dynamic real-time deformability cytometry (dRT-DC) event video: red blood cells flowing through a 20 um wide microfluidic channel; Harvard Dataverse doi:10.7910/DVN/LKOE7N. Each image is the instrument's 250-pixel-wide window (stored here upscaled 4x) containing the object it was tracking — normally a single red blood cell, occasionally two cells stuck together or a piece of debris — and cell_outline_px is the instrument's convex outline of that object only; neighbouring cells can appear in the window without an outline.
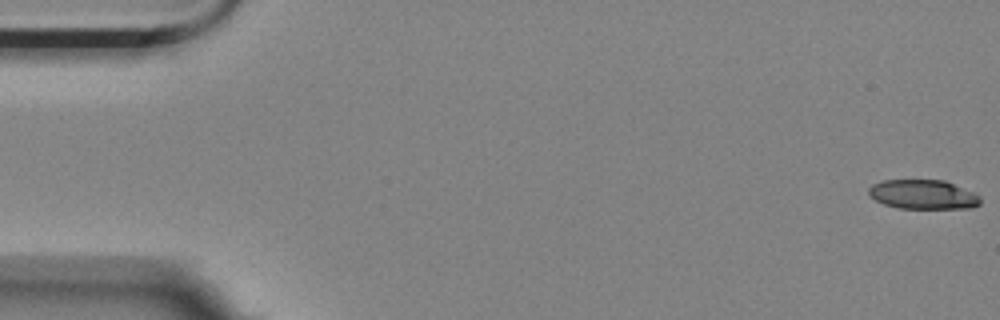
{"species": "Egyptian fruit bat (a non-hibernating species)", "species_latin": "Rousettus aegyptiacus", "temperature_condition": "room temperature", "stored_images_in_passage": 4, "camera_frame_rate_fps": 3000, "um_per_image_px": 0.085, "animal": {"sex": "female"}, "frame": {"image": 1, "passage_image": 1, "time_ms": 0.0, "image_size_px": [1000, 320], "cell_outline_px": [[980, 204], [968, 208], [900, 208], [884, 204], [876, 200], [868, 192], [868, 188], [872, 184], [884, 180], [944, 180], [972, 192], [980, 196]], "centroid_in_image_um": [78.45, 16.52], "position_along_channel_um": 6.6, "area_um2": 18.84}}
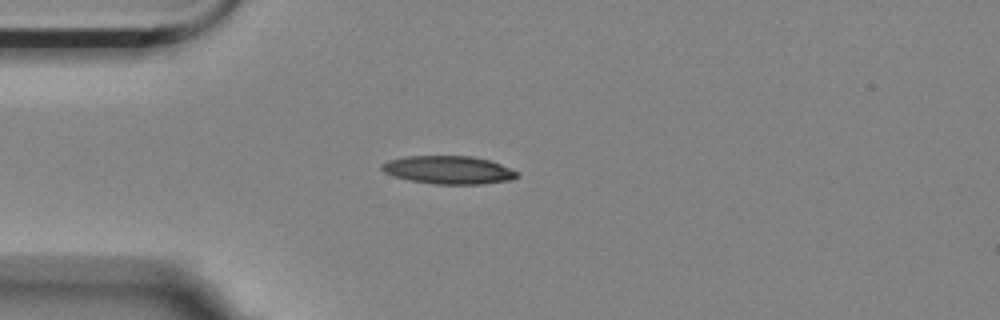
{"frame": {"image": 2, "passage_image": 4, "time_ms": 1.0, "image_size_px": [1000, 320], "cell_outline_px": [[516, 176], [512, 180], [480, 184], [436, 184], [408, 180], [392, 176], [384, 172], [380, 168], [380, 164], [388, 160], [408, 156], [472, 156], [488, 160], [500, 164], [516, 172]], "centroid_in_image_um": [38.05, 14.44], "position_along_channel_um": 46.9, "area_um2": 22.02}}